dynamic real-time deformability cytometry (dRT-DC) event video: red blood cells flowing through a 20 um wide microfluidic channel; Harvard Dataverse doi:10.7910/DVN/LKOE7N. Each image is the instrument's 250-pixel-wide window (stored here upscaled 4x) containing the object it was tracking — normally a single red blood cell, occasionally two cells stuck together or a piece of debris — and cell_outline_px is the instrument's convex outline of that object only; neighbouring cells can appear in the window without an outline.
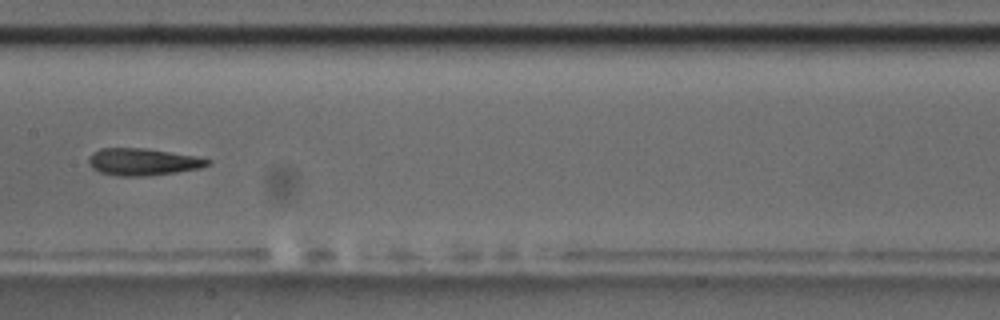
{"species": "common noctule bat (a hibernating species)", "species_latin": "Nyctalus noctula", "temperature_condition": "room temperature", "stored_images_in_passage": 8, "camera_frame_rate_fps": 3000, "um_per_image_px": 0.085, "animal": {"sex": "male", "body_mass_g": 17.5, "forearm_length_mm": 52.3}, "frame": {"image": 1, "passage_image": 8, "time_ms": 8.0, "image_size_px": [1000, 320], "cell_outline_px": [[212, 160], [208, 164], [200, 168], [176, 172], [148, 176], [116, 176], [100, 172], [92, 168], [88, 164], [88, 156], [92, 152], [100, 148], [148, 148], [196, 156]], "centroid_in_image_um": [12.1, 13.75], "position_along_channel_um": 195.3, "area_um2": 18.96}}